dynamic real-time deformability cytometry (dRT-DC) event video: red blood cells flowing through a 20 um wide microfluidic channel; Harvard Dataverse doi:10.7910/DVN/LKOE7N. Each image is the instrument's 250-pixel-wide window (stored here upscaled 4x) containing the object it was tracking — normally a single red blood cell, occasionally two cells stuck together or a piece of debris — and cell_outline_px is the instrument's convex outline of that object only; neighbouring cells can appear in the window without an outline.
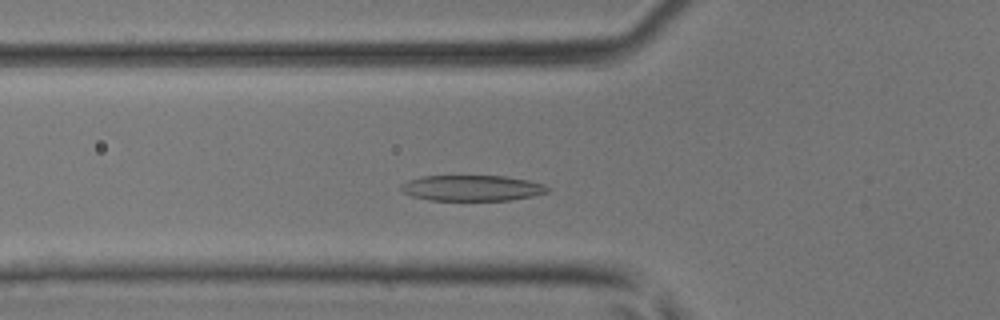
{"species": "common noctule bat (a hibernating species)", "species_latin": "Nyctalus noctula", "temperature_condition": "room temperature", "stored_images_in_passage": 43, "camera_frame_rate_fps": 3000, "um_per_image_px": 0.085, "animal": {"sex": "male", "body_mass_g": 17.9, "forearm_length_mm": 54.2}, "frame": {"image": 1, "passage_image": 12, "time_ms": 3.667, "image_size_px": [1000, 320], "cell_outline_px": [[548, 192], [532, 196], [512, 200], [428, 200], [412, 196], [400, 192], [400, 184], [408, 180], [420, 176], [504, 176], [528, 180], [544, 184], [548, 188]], "centroid_in_image_um": [40.07, 15.98], "position_along_channel_um": 85.7, "area_um2": 22.08}}
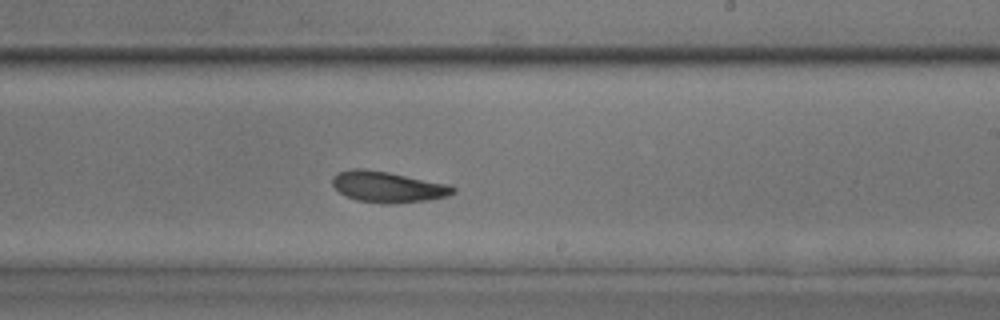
{"frame": {"image": 2, "passage_image": 24, "time_ms": 7.667, "image_size_px": [1000, 320], "cell_outline_px": [[456, 192], [448, 196], [428, 200], [392, 204], [356, 200], [340, 192], [332, 184], [332, 176], [340, 172], [352, 168], [364, 168], [388, 172], [452, 184], [456, 188]], "centroid_in_image_um": [33.02, 15.87], "position_along_channel_um": 256.0, "area_um2": 21.91}}
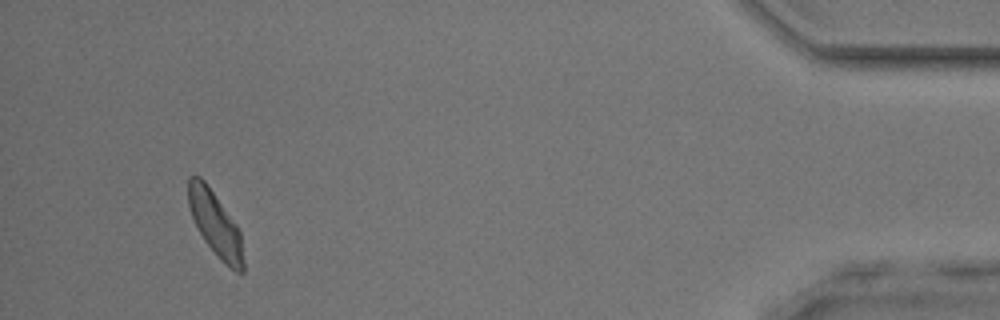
{"frame": {"image": 3, "passage_image": 40, "time_ms": 13.0, "image_size_px": [1000, 320], "cell_outline_px": [[244, 272], [240, 276], [228, 268], [224, 264], [204, 240], [192, 216], [188, 204], [188, 176], [200, 176], [208, 184], [236, 224], [240, 232], [244, 260]], "centroid_in_image_um": [18.33, 19.08], "position_along_channel_um": 416.9, "area_um2": 20.81}}